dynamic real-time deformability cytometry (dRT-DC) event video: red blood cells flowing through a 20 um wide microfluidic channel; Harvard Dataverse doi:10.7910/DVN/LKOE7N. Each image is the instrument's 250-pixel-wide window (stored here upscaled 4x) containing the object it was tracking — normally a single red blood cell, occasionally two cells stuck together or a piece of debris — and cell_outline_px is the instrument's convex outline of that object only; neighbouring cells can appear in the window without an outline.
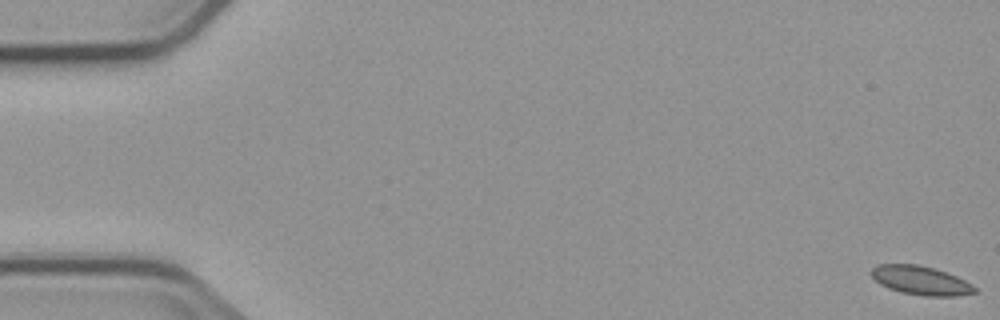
{"species": "common noctule bat (a hibernating species)", "species_latin": "Nyctalus noctula", "temperature_condition": "cold", "stored_images_in_passage": 5, "camera_frame_rate_fps": 3000, "um_per_image_px": 0.085, "animal": {"sex": "male", "body_mass_g": 23.1, "forearm_length_mm": 52.7}, "frame": {"image": 1, "passage_image": 1, "time_ms": 0.0, "image_size_px": [1000, 320], "cell_outline_px": [[976, 292], [956, 296], [924, 296], [900, 292], [888, 288], [880, 284], [868, 272], [876, 264], [916, 264], [932, 268], [956, 276], [972, 284], [976, 288]], "centroid_in_image_um": [78.22, 23.84], "position_along_channel_um": 6.8, "area_um2": 17.34}}